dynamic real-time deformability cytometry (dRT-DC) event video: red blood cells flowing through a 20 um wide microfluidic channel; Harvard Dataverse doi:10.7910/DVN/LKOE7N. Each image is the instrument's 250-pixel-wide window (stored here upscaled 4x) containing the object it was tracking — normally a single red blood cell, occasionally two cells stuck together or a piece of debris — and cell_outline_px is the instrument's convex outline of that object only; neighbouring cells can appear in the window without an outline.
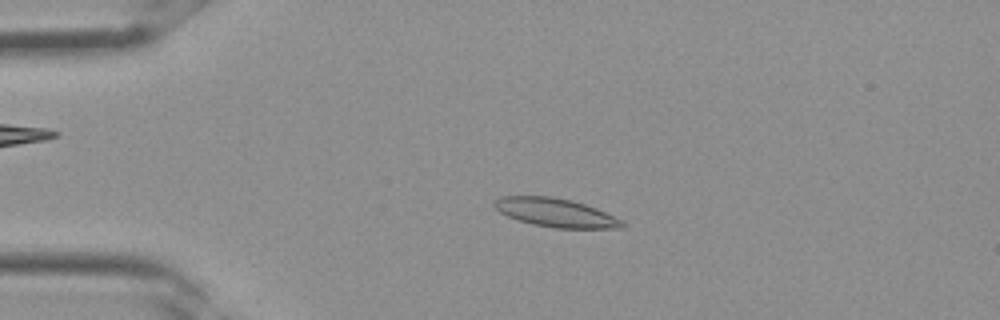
{"species": "Egyptian fruit bat (a non-hibernating species)", "species_latin": "Rousettus aegyptiacus", "temperature_condition": "room temperature", "stored_images_in_passage": 34, "camera_frame_rate_fps": 3000, "um_per_image_px": 0.085, "frame": {"image": 1, "passage_image": 7, "time_ms": 2.0, "image_size_px": [1000, 320], "cell_outline_px": [[624, 228], [556, 228], [532, 224], [508, 216], [500, 212], [492, 204], [492, 200], [500, 196], [552, 196], [572, 200], [596, 208], [624, 220]], "centroid_in_image_um": [47.23, 18.06], "position_along_channel_um": 37.8, "area_um2": 21.39}}
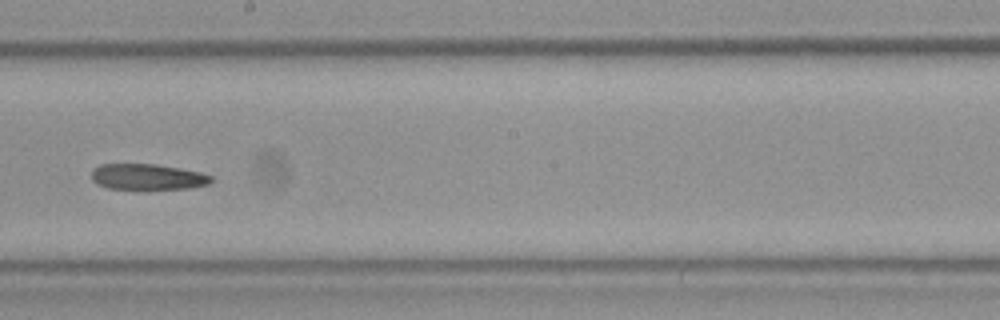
{"frame": {"image": 2, "passage_image": 19, "time_ms": 6.0, "image_size_px": [1000, 320], "cell_outline_px": [[212, 180], [208, 184], [188, 188], [140, 192], [108, 188], [96, 184], [92, 180], [92, 168], [100, 164], [156, 164], [180, 168], [200, 172], [212, 176]], "centroid_in_image_um": [12.5, 15.08], "position_along_channel_um": 235.7, "area_um2": 18.96}}
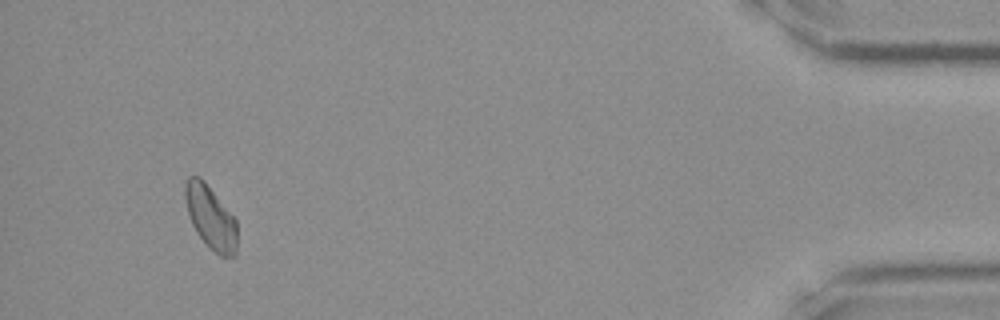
{"frame": {"image": 3, "passage_image": 32, "time_ms": 10.333, "image_size_px": [1000, 320], "cell_outline_px": [[236, 256], [220, 256], [196, 232], [192, 224], [188, 212], [184, 196], [184, 184], [188, 176], [200, 176], [204, 180], [236, 220]], "centroid_in_image_um": [17.88, 18.43], "position_along_channel_um": 417.3, "area_um2": 18.84}}